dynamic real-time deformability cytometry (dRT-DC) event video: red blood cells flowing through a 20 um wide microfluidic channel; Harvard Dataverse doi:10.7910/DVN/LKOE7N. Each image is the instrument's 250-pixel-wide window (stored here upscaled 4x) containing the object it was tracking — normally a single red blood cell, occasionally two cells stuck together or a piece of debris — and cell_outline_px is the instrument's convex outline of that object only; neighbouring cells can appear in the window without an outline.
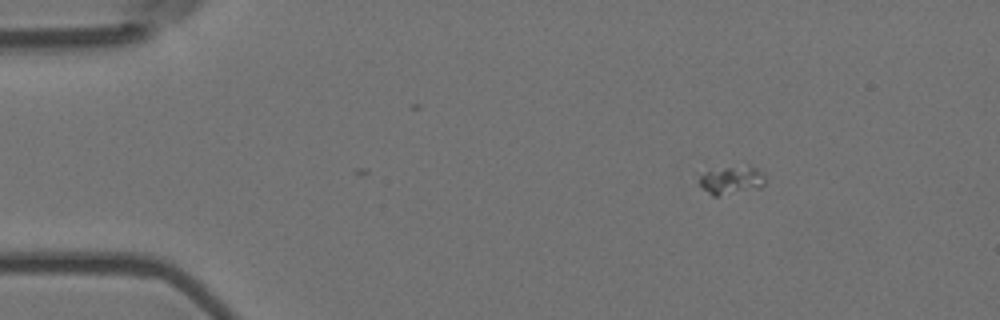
{"species": "Egyptian fruit bat (a non-hibernating species)", "species_latin": "Rousettus aegyptiacus", "temperature_condition": "room temperature", "stored_images_in_passage": 6, "segment_of_instrument_passage": [2, 2], "camera_frame_rate_fps": 3000, "um_per_image_px": 0.085, "animal": {"sex": "female"}, "frame": {"image": 1, "passage_image": 3, "time_ms": 0.667, "image_size_px": [1000, 320], "cell_outline_px": [[764, 184], [760, 188], [716, 196], [712, 196], [700, 184], [700, 176], [708, 172], [724, 168], [756, 168], [764, 172]], "centroid_in_image_um": [62.22, 15.35], "position_along_channel_um": 22.8, "area_um2": 10.17}}
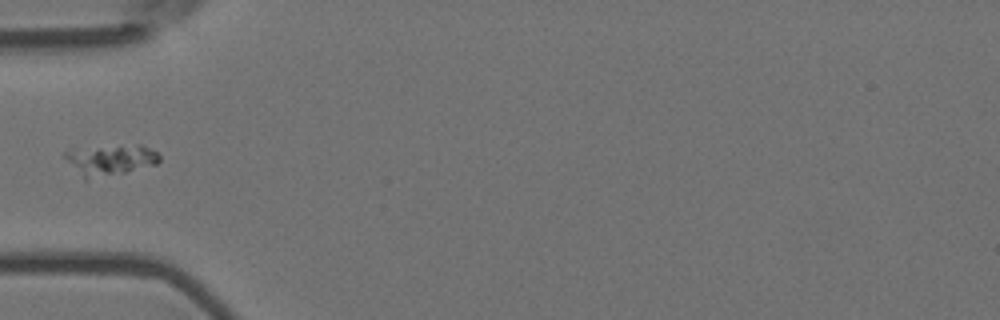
{"frame": {"image": 2, "passage_image": 6, "time_ms": 1.667, "image_size_px": [1000, 320], "cell_outline_px": [[160, 160], [156, 164], [124, 172], [84, 180], [64, 156], [64, 152], [100, 148], [140, 144], [156, 152], [160, 156]], "centroid_in_image_um": [9.44, 13.62], "position_along_channel_um": 75.6, "area_um2": 15.9}}